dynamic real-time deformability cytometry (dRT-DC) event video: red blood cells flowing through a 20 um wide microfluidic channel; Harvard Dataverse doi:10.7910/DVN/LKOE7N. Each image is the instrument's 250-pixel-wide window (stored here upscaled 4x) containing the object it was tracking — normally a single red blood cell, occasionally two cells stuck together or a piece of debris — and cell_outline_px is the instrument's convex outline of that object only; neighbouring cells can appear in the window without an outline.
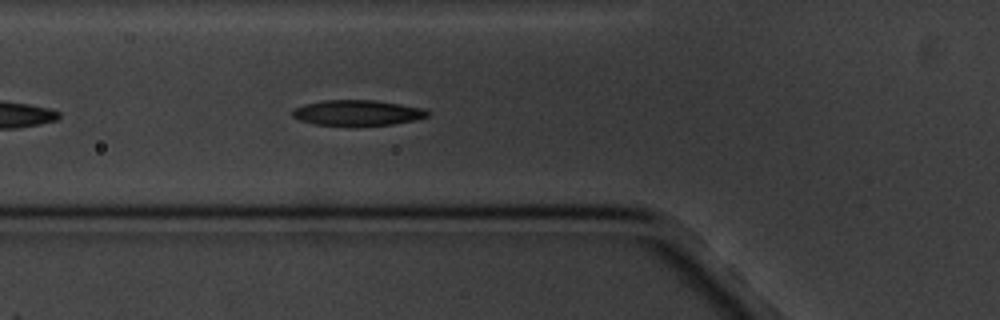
{"species": "common noctule bat (a hibernating species)", "species_latin": "Nyctalus noctula", "temperature_condition": "cold", "stored_images_in_passage": 5, "camera_frame_rate_fps": 3000, "um_per_image_px": 0.085, "animal": {"sex": "male", "body_mass_g": 20.1, "forearm_length_mm": 53.5}, "frame": {"image": 1, "passage_image": 5, "time_ms": 5.333, "image_size_px": [1000, 320], "cell_outline_px": [[432, 112], [428, 116], [412, 120], [392, 124], [348, 128], [316, 124], [300, 120], [292, 116], [292, 112], [296, 108], [304, 104], [324, 100], [376, 100], [400, 104], [420, 108]], "centroid_in_image_um": [30.35, 9.62], "position_along_channel_um": 95.4, "area_um2": 20.52}}